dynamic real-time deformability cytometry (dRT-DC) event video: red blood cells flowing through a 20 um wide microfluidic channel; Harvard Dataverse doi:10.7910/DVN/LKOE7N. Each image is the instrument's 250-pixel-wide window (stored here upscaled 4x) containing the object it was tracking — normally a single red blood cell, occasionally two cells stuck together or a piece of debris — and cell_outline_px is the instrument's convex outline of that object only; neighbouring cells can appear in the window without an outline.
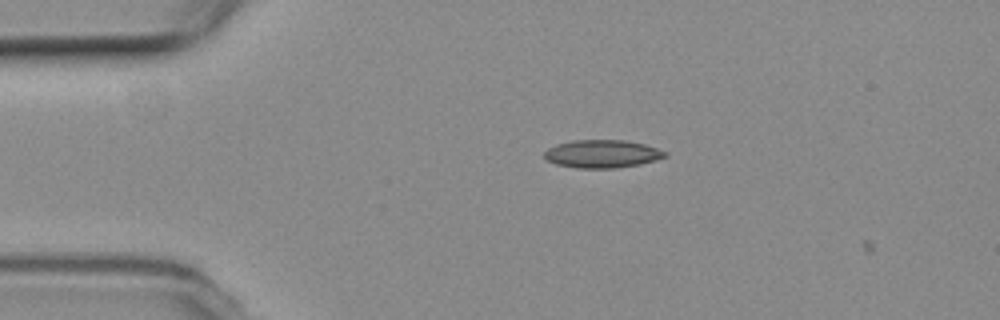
{"species": "common noctule bat (a hibernating species)", "species_latin": "Nyctalus noctula", "temperature_condition": "room temperature", "stored_images_in_passage": 6, "camera_frame_rate_fps": 3000, "um_per_image_px": 0.085, "animal": {"sex": "female", "body_mass_g": 19.3, "forearm_length_mm": 54.1}, "frame": {"image": 1, "passage_image": 5, "time_ms": 1.333, "image_size_px": [1000, 320], "cell_outline_px": [[668, 156], [656, 160], [640, 164], [616, 168], [576, 168], [556, 164], [548, 160], [544, 156], [544, 152], [548, 148], [556, 144], [572, 140], [624, 140], [644, 144], [668, 152]], "centroid_in_image_um": [51.19, 13.08], "position_along_channel_um": 33.8, "area_um2": 19.71}}